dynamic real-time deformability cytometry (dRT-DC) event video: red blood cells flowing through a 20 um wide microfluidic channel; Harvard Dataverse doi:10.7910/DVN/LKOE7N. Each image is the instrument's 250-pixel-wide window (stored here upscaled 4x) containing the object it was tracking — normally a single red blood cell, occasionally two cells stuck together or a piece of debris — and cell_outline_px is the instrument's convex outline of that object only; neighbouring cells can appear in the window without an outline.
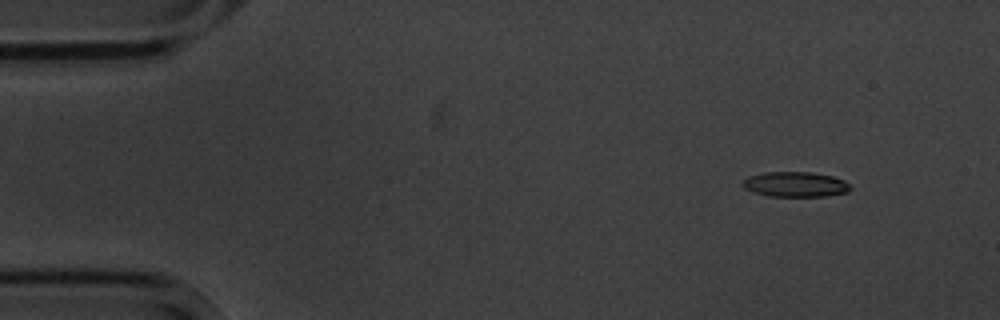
{"species": "common noctule bat (a hibernating species)", "species_latin": "Nyctalus noctula", "temperature_condition": "cold", "stored_images_in_passage": 3, "camera_frame_rate_fps": 3000, "um_per_image_px": 0.085, "animal": {"sex": "male", "body_mass_g": 20.1, "forearm_length_mm": 53.5}, "frame": {"image": 1, "passage_image": 3, "time_ms": 3.333, "image_size_px": [1000, 320], "cell_outline_px": [[852, 188], [848, 192], [824, 196], [768, 196], [752, 192], [744, 188], [740, 184], [748, 176], [764, 172], [812, 172], [832, 176], [844, 180]], "centroid_in_image_um": [67.57, 15.67], "position_along_channel_um": 17.4, "area_um2": 15.84}}